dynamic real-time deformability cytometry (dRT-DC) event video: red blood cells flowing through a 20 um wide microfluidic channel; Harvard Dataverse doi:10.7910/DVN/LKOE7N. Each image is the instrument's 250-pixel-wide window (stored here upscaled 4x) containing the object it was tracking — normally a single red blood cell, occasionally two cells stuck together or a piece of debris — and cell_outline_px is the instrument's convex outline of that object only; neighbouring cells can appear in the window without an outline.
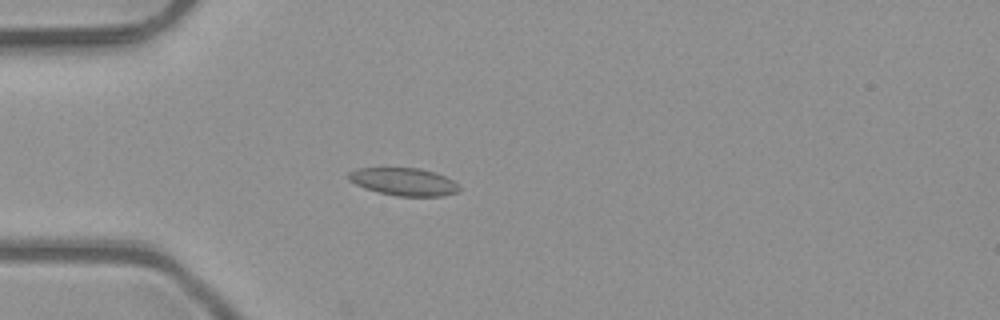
{"species": "common noctule bat (a hibernating species)", "species_latin": "Nyctalus noctula", "temperature_condition": "room temperature", "stored_images_in_passage": 4, "camera_frame_rate_fps": 3000, "um_per_image_px": 0.085, "animal": {"sex": "male", "body_mass_g": 23.1, "forearm_length_mm": 52.7}, "frame": {"image": 1, "passage_image": 4, "time_ms": 1.0, "image_size_px": [1000, 320], "cell_outline_px": [[460, 192], [444, 196], [396, 196], [364, 188], [348, 180], [348, 172], [356, 168], [420, 168], [444, 176], [460, 184]], "centroid_in_image_um": [34.34, 15.45], "position_along_channel_um": 50.7, "area_um2": 17.92}}